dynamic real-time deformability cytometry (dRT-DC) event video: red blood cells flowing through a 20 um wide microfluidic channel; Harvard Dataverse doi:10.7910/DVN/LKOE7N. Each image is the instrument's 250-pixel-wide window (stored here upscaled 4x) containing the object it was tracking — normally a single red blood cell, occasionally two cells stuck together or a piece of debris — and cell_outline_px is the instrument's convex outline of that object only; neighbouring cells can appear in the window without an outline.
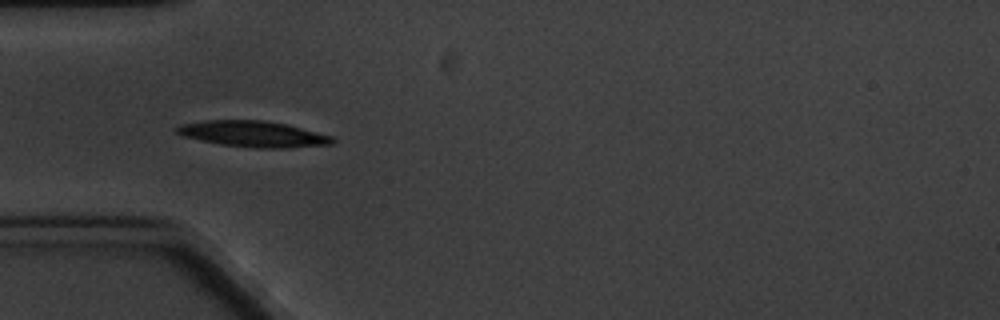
{"species": "common noctule bat (a hibernating species)", "species_latin": "Nyctalus noctula", "temperature_condition": "cold", "stored_images_in_passage": 6, "camera_frame_rate_fps": 3000, "um_per_image_px": 0.085, "animal": {"sex": "male", "body_mass_g": 20.1, "forearm_length_mm": 53.5}, "frame": {"image": 1, "passage_image": 4, "time_ms": 3.333, "image_size_px": [1000, 320], "cell_outline_px": [[336, 140], [332, 144], [284, 148], [256, 148], [220, 144], [200, 140], [184, 136], [176, 132], [172, 128], [180, 124], [204, 120], [260, 120], [284, 124], [332, 136]], "centroid_in_image_um": [21.46, 11.39], "position_along_channel_um": 63.5, "area_um2": 23.41}}